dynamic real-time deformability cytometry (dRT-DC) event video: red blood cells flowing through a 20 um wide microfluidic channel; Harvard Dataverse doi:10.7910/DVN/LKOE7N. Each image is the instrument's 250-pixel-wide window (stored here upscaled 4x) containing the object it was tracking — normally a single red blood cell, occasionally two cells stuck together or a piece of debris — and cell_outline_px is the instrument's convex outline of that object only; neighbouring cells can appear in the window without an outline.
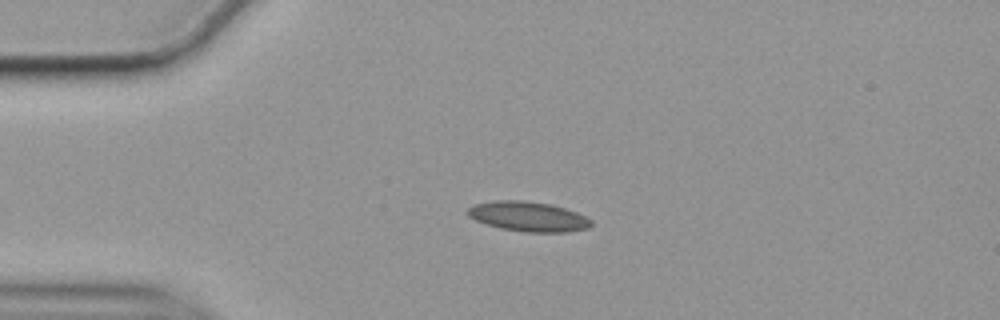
{"species": "common noctule bat (a hibernating species)", "species_latin": "Nyctalus noctula", "temperature_condition": "cold", "stored_images_in_passage": 44, "camera_frame_rate_fps": 3000, "um_per_image_px": 0.085, "animal": {"sex": "female", "body_mass_g": 19.9}, "frame": {"image": 1, "passage_image": 1, "time_ms": 0.0, "image_size_px": [1000, 320], "cell_outline_px": [[592, 224], [588, 228], [568, 232], [524, 232], [500, 228], [484, 224], [468, 216], [464, 212], [468, 208], [476, 204], [496, 200], [524, 200], [548, 204], [564, 208], [576, 212], [592, 220]], "centroid_in_image_um": [44.87, 18.41], "position_along_channel_um": 40.1, "area_um2": 21.5}}
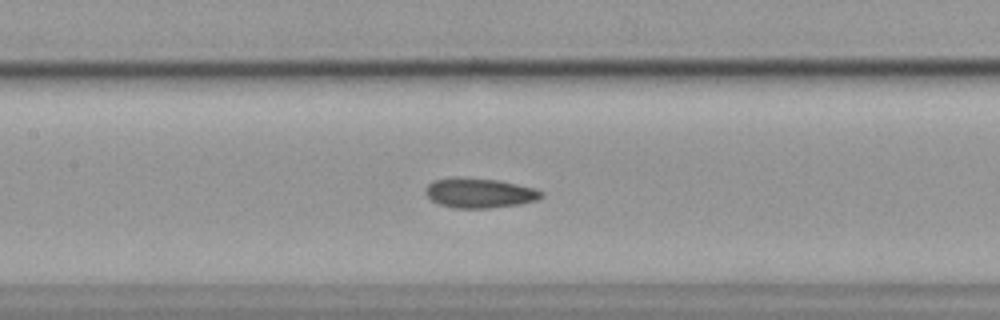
{"frame": {"image": 2, "passage_image": 14, "time_ms": 4.333, "image_size_px": [1000, 320], "cell_outline_px": [[544, 196], [536, 200], [520, 204], [488, 208], [452, 208], [440, 204], [432, 200], [424, 192], [424, 188], [428, 184], [436, 180], [460, 176], [496, 180], [516, 184], [532, 188], [544, 192]], "centroid_in_image_um": [40.73, 16.4], "position_along_channel_um": 166.7, "area_um2": 20.06}}
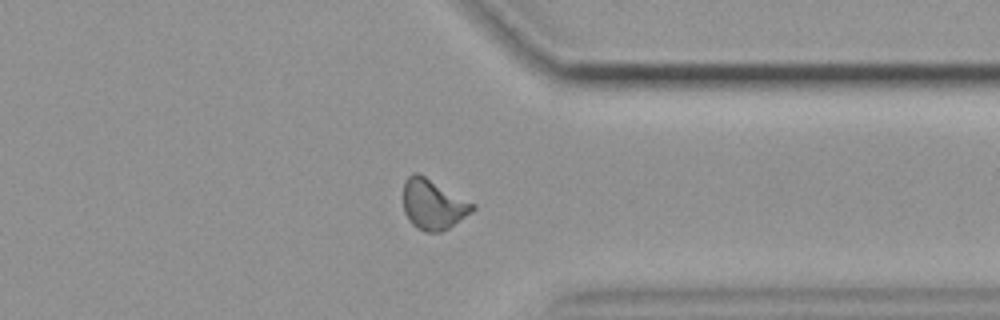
{"frame": {"image": 3, "passage_image": 32, "time_ms": 10.333, "image_size_px": [1000, 320], "cell_outline_px": [[476, 208], [472, 212], [448, 228], [440, 232], [424, 232], [416, 228], [408, 220], [404, 212], [404, 180], [412, 172], [416, 172], [424, 176], [476, 204]], "centroid_in_image_um": [36.81, 17.38], "position_along_channel_um": 374.6, "area_um2": 20.23}, "authors_computed_cell_mechanics": {"area_um2": 19.5364, "velocity_mm_per_s": 3.5262, "shape_relaxation_time_tau1_ms": null, "shape_relaxation_time_tau2_ms": 3.2089, "deformation_change_tau1": null, "deformation_change_tau2": 0.0957}}